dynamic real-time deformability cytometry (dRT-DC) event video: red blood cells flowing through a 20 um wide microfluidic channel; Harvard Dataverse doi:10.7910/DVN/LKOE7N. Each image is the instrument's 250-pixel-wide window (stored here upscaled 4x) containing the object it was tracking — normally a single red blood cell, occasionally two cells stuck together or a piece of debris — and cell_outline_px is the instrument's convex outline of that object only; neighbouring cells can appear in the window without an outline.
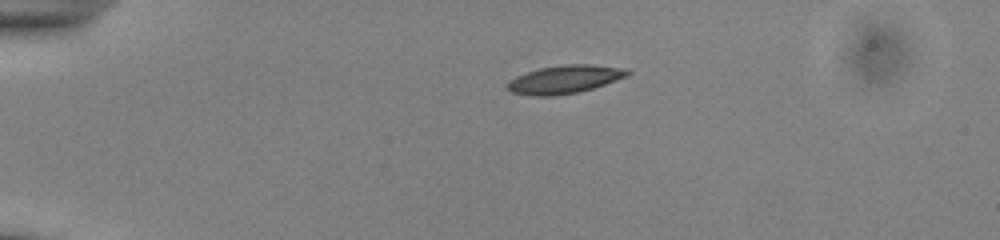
{"species": "common noctule bat (a hibernating species)", "species_latin": "Nyctalus noctula", "temperature_condition": "cold", "stored_images_in_passage": 42, "camera_frame_rate_fps": 3000, "um_per_image_px": 0.085, "animal": {"sex": "male", "body_mass_g": 13.0, "forearm_length_mm": 53.1}, "frame": {"image": 1, "passage_image": 1, "time_ms": 0.0, "image_size_px": [1000, 240], "cell_outline_px": [[632, 72], [628, 76], [592, 88], [576, 92], [552, 96], [532, 96], [512, 92], [508, 88], [508, 84], [516, 76], [540, 68], [564, 64], [592, 64], [624, 68]], "centroid_in_image_um": [48.03, 6.73], "position_along_channel_um": 37.0, "area_um2": 19.42}}
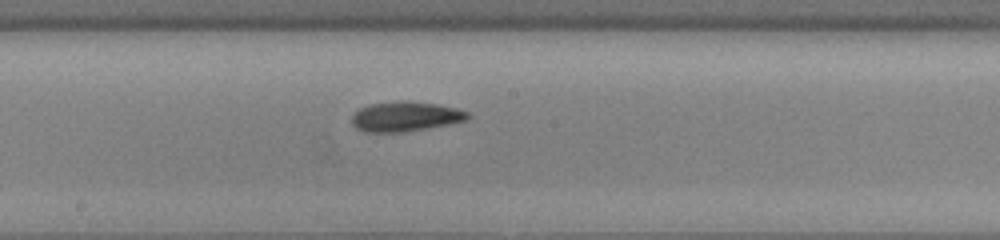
{"frame": {"image": 2, "passage_image": 19, "time_ms": 6.0, "image_size_px": [1000, 240], "cell_outline_px": [[472, 116], [468, 120], [428, 128], [404, 132], [364, 132], [356, 128], [352, 124], [352, 116], [360, 108], [368, 104], [400, 100], [404, 100], [436, 104], [456, 108], [468, 112]], "centroid_in_image_um": [34.46, 9.9], "position_along_channel_um": 213.7, "area_um2": 20.29}}
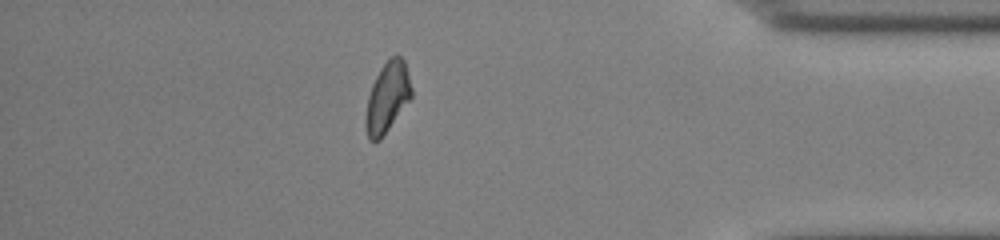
{"frame": {"image": 3, "passage_image": 36, "time_ms": 11.667, "image_size_px": [1000, 240], "cell_outline_px": [[412, 96], [380, 140], [368, 140], [364, 124], [364, 116], [368, 96], [372, 84], [380, 68], [396, 52], [404, 60], [412, 88]], "centroid_in_image_um": [32.9, 8.27], "position_along_channel_um": 402.3, "area_um2": 18.73}, "authors_computed_cell_mechanics": {"area_um2": 19.0162, "velocity_mm_per_s": 3.8776, "shape_relaxation_time_tau1_ms": 5.1077, "shape_relaxation_time_tau2_ms": 5.2968, "deformation_change_tau1": 0.1454, "deformation_change_tau2": 0.1275}}